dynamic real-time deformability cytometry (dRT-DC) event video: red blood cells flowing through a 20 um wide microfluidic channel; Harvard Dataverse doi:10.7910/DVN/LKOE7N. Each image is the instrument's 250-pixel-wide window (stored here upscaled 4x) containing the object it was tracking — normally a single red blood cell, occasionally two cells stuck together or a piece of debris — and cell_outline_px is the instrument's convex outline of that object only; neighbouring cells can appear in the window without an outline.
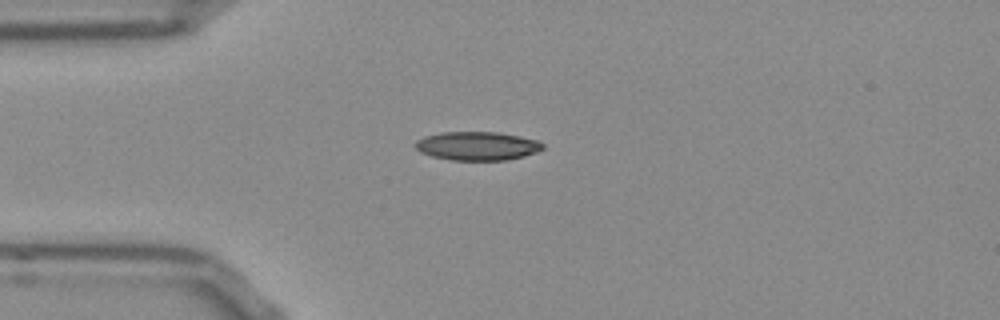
{"species": "Egyptian fruit bat (a non-hibernating species)", "species_latin": "Rousettus aegyptiacus", "temperature_condition": "room temperature", "stored_images_in_passage": 41, "camera_frame_rate_fps": 3000, "um_per_image_px": 0.085, "frame": {"image": 1, "passage_image": 1, "time_ms": 0.0, "image_size_px": [1000, 320], "cell_outline_px": [[544, 148], [536, 152], [524, 156], [508, 160], [448, 160], [432, 156], [420, 152], [416, 148], [416, 140], [424, 136], [444, 132], [496, 132], [520, 136], [536, 140], [544, 144]], "centroid_in_image_um": [40.57, 12.41], "position_along_channel_um": 44.4, "area_um2": 21.27}}
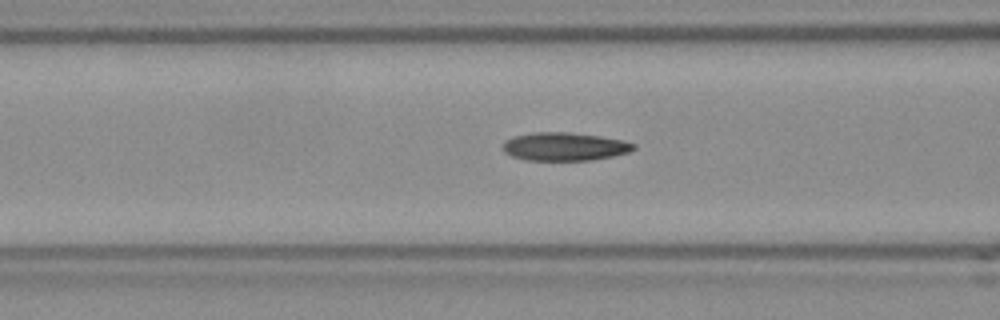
{"frame": {"image": 2, "passage_image": 8, "time_ms": 2.333, "image_size_px": [1000, 320], "cell_outline_px": [[636, 148], [628, 152], [612, 156], [592, 160], [524, 160], [512, 156], [504, 152], [504, 140], [512, 136], [532, 132], [568, 132], [600, 136], [624, 140], [636, 144]], "centroid_in_image_um": [47.98, 12.45], "position_along_channel_um": 118.6, "area_um2": 21.62}}
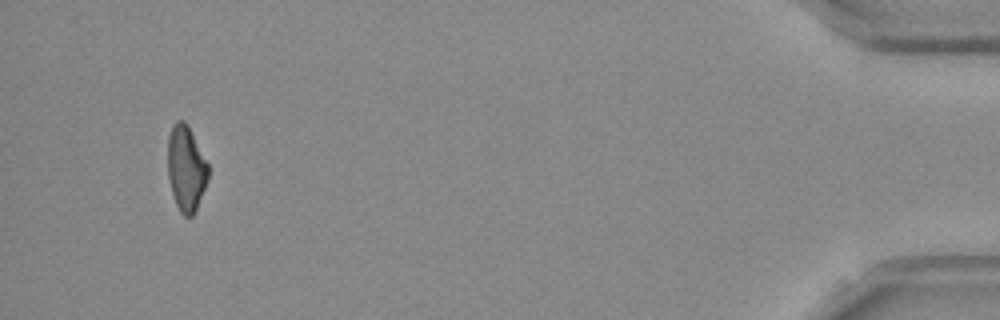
{"frame": {"image": 3, "passage_image": 38, "time_ms": 12.333, "image_size_px": [1000, 320], "cell_outline_px": [[208, 180], [196, 208], [192, 216], [184, 216], [180, 212], [176, 204], [172, 192], [168, 176], [168, 136], [172, 124], [176, 120], [184, 120], [188, 124], [208, 164]], "centroid_in_image_um": [15.81, 14.27], "position_along_channel_um": 419.4, "area_um2": 20.11}, "authors_computed_cell_mechanics": {"area_um2": 21.2704, "velocity_mm_per_s": 3.817, "shape_relaxation_time_tau1_ms": null, "shape_relaxation_time_tau2_ms": 4.0422, "deformation_change_tau1": null, "deformation_change_tau2": 0.1095}}